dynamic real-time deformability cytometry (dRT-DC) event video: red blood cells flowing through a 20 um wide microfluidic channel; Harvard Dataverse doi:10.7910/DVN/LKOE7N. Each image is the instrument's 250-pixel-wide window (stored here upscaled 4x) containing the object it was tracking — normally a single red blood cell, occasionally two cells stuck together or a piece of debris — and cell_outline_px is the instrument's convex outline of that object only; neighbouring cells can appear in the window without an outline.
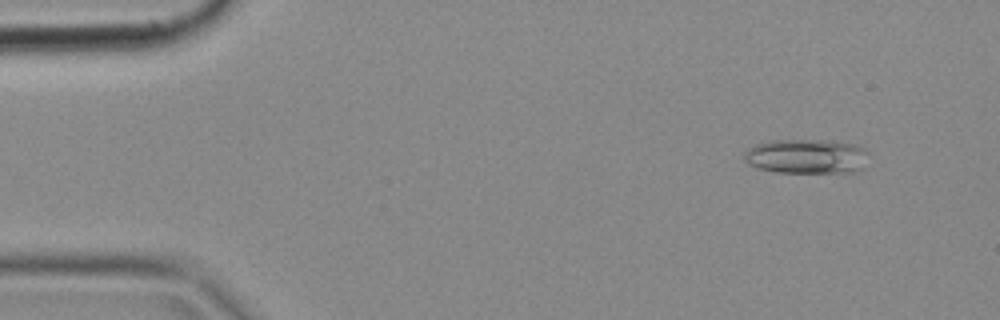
{"species": "common noctule bat (a hibernating species)", "species_latin": "Nyctalus noctula", "temperature_condition": "cold", "stored_images_in_passage": 8, "camera_frame_rate_fps": 3000, "um_per_image_px": 0.085, "animal": {"sex": "female", "body_mass_g": 18.4}, "frame": {"image": 1, "passage_image": 5, "time_ms": 1.333, "image_size_px": [1000, 320], "cell_outline_px": [[864, 152], [860, 168], [852, 172], [776, 172], [760, 168], [748, 164], [744, 160], [744, 152], [748, 148], [756, 144], [772, 140], [828, 140], [852, 144], [860, 148]], "centroid_in_image_um": [68.42, 13.28], "position_along_channel_um": 16.6, "area_um2": 24.39}}